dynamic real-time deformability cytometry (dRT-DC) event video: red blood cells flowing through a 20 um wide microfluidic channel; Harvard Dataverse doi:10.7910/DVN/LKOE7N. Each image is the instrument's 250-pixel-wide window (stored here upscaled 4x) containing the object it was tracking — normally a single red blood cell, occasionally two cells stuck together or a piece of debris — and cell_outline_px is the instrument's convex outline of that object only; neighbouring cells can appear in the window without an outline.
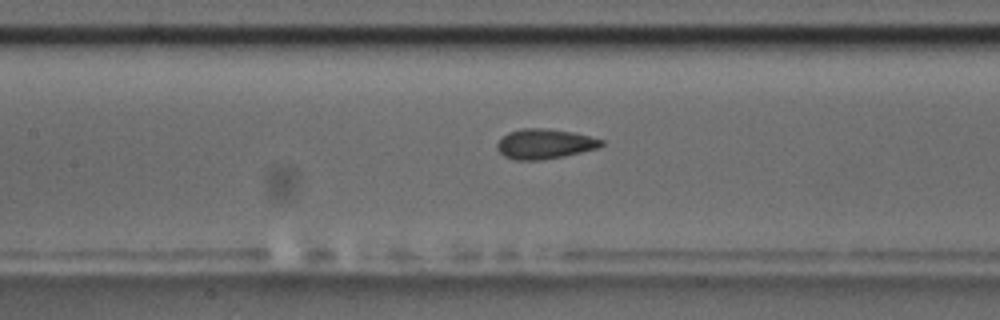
{"species": "common noctule bat (a hibernating species)", "species_latin": "Nyctalus noctula", "temperature_condition": "room temperature", "stored_images_in_passage": 30, "camera_frame_rate_fps": 3000, "um_per_image_px": 0.085, "animal": {"sex": "male", "body_mass_g": 17.5, "forearm_length_mm": 52.3}, "frame": {"image": 1, "passage_image": 9, "time_ms": 2.667, "image_size_px": [1000, 320], "cell_outline_px": [[604, 144], [600, 148], [564, 156], [540, 160], [516, 160], [504, 156], [496, 148], [496, 144], [508, 132], [520, 128], [544, 128], [572, 132], [604, 140]], "centroid_in_image_um": [46.3, 12.23], "position_along_channel_um": 161.1, "area_um2": 18.21}}
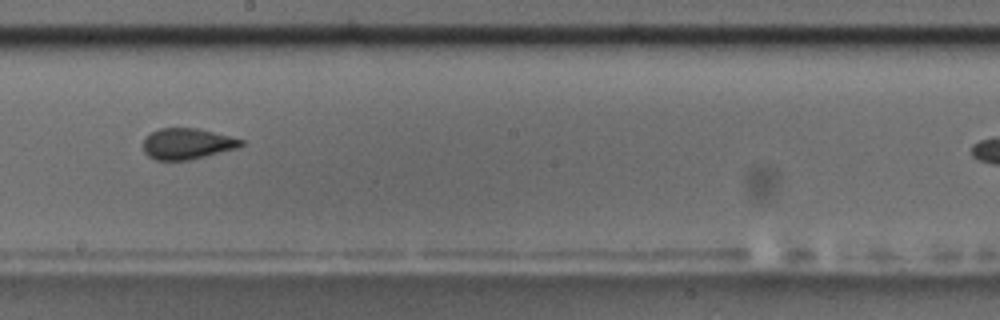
{"frame": {"image": 2, "passage_image": 15, "time_ms": 4.667, "image_size_px": [1000, 320], "cell_outline_px": [[244, 144], [240, 148], [188, 160], [156, 160], [148, 156], [144, 152], [144, 136], [160, 128], [196, 128], [244, 140]], "centroid_in_image_um": [15.91, 12.22], "position_along_channel_um": 232.3, "area_um2": 17.63}}
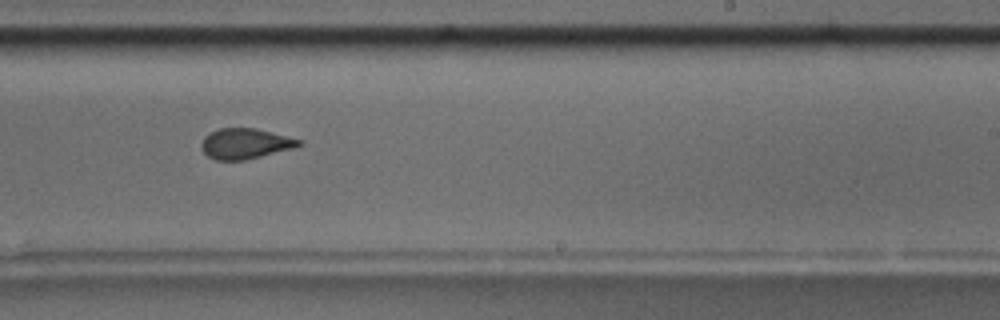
{"frame": {"image": 3, "passage_image": 18, "time_ms": 5.667, "image_size_px": [1000, 320], "cell_outline_px": [[304, 144], [292, 148], [244, 160], [216, 160], [208, 156], [200, 148], [200, 144], [204, 136], [208, 132], [220, 128], [256, 128], [304, 140]], "centroid_in_image_um": [20.83, 12.19], "position_along_channel_um": 268.2, "area_um2": 17.4}}